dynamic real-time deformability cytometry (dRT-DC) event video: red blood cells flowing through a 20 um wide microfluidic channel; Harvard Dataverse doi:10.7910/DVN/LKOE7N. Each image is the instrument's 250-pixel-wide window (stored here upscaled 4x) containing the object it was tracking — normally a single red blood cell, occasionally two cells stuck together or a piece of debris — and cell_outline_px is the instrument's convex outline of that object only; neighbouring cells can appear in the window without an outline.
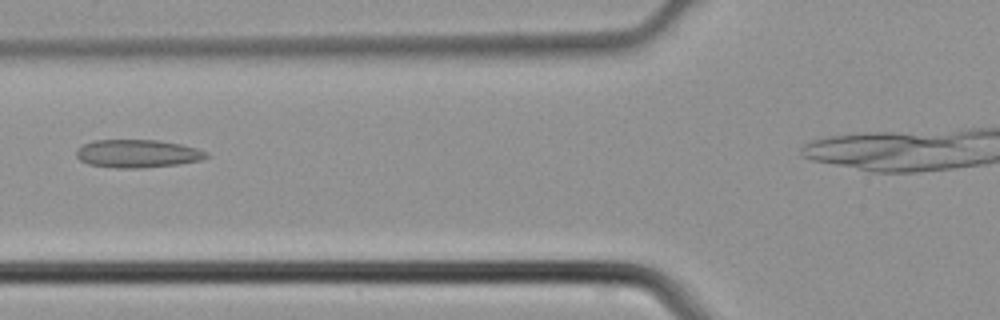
{"species": "common noctule bat (a hibernating species)", "species_latin": "Nyctalus noctula", "temperature_condition": "cold", "stored_images_in_passage": 31, "camera_frame_rate_fps": 3000, "um_per_image_px": 0.085, "animal": {"sex": "male", "body_mass_g": 21.5, "forearm_length_mm": 52.0}, "frame": {"image": 1, "passage_image": 9, "time_ms": 2.667, "image_size_px": [1000, 320], "cell_outline_px": [[208, 156], [200, 160], [180, 164], [144, 168], [116, 168], [88, 164], [80, 160], [76, 156], [76, 148], [92, 140], [160, 140], [180, 144], [196, 148], [208, 152]], "centroid_in_image_um": [11.67, 13.06], "position_along_channel_um": 114.1, "area_um2": 21.39}}
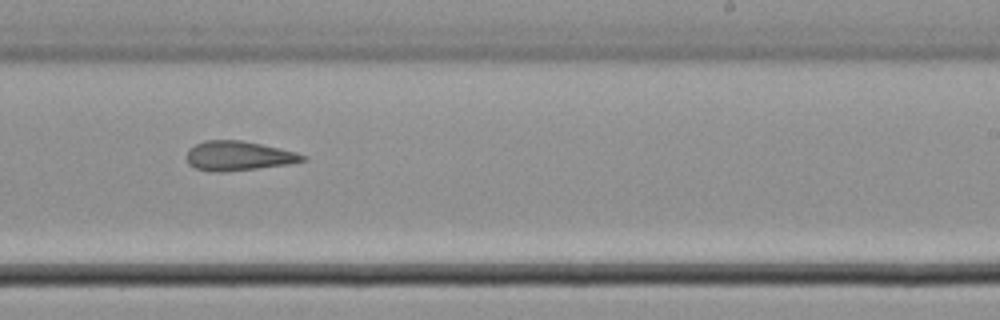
{"frame": {"image": 2, "passage_image": 19, "time_ms": 6.0, "image_size_px": [1000, 320], "cell_outline_px": [[308, 160], [288, 164], [256, 168], [220, 172], [196, 168], [188, 164], [188, 148], [204, 140], [240, 140], [280, 148], [296, 152], [308, 156]], "centroid_in_image_um": [20.3, 13.24], "position_along_channel_um": 268.7, "area_um2": 19.71}}
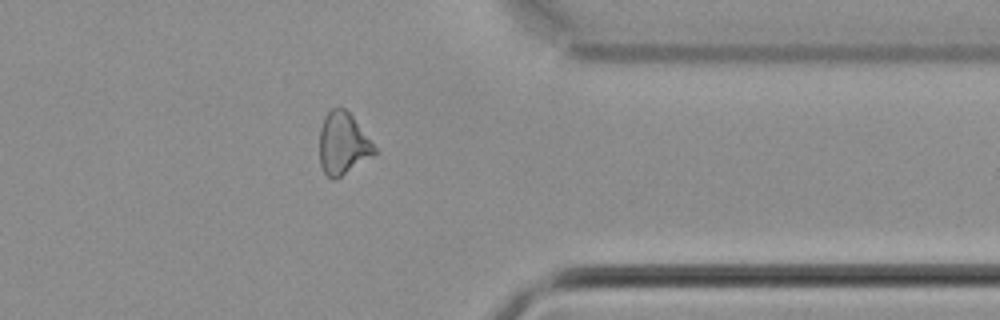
{"frame": {"image": 3, "passage_image": 27, "time_ms": 8.667, "image_size_px": [1000, 320], "cell_outline_px": [[380, 152], [336, 180], [332, 180], [324, 172], [320, 164], [320, 128], [324, 116], [332, 108], [344, 108], [352, 116]], "centroid_in_image_um": [29.17, 12.24], "position_along_channel_um": 382.2, "area_um2": 20.06}}